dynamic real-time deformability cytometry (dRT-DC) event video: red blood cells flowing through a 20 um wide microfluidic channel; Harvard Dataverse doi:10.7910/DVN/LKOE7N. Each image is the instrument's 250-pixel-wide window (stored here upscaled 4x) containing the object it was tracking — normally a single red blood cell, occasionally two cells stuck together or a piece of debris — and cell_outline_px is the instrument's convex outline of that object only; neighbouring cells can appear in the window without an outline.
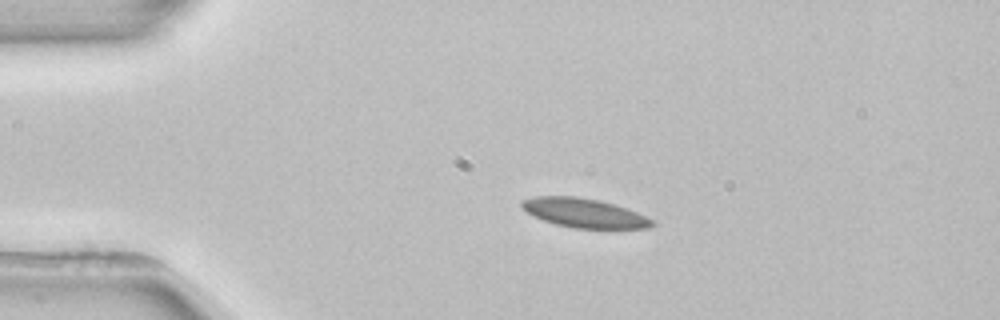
{"species": "common noctule bat (a hibernating species)", "species_latin": "Nyctalus noctula", "temperature_condition": "room temperature", "stored_images_in_passage": 3, "camera_frame_rate_fps": 3000, "um_per_image_px": 0.085, "animal": {"sex": "female", "body_mass_g": 22.7, "forearm_length_mm": 54.2}, "frame": {"image": 1, "passage_image": 2, "time_ms": 1.333, "image_size_px": [1000, 320], "cell_outline_px": [[656, 224], [648, 228], [572, 228], [556, 224], [532, 216], [520, 204], [520, 200], [536, 196], [576, 196], [600, 200], [636, 212], [656, 220]], "centroid_in_image_um": [49.66, 18.1], "position_along_channel_um": 35.3, "area_um2": 22.08}}